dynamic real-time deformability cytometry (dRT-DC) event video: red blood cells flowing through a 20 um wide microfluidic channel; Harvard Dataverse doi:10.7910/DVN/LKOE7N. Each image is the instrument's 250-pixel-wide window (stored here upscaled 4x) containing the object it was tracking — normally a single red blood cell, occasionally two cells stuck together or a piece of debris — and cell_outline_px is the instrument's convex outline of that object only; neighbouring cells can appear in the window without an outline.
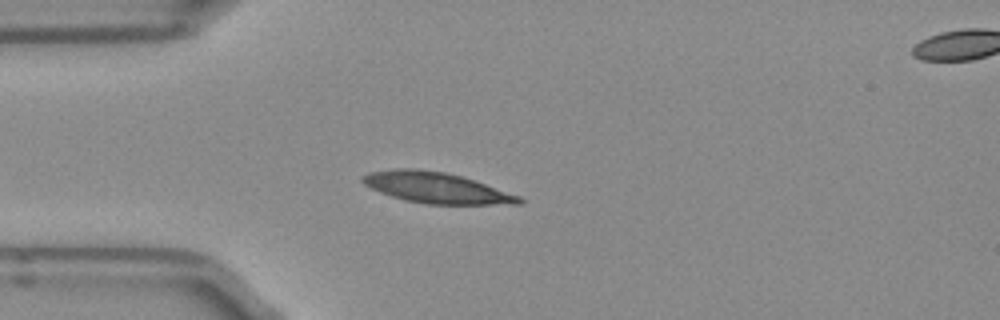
{"species": "Egyptian fruit bat (a non-hibernating species)", "species_latin": "Rousettus aegyptiacus", "temperature_condition": "room temperature", "stored_images_in_passage": 39, "camera_frame_rate_fps": 3000, "um_per_image_px": 0.085, "frame": {"image": 1, "passage_image": 1, "time_ms": 0.0, "image_size_px": [1000, 320], "cell_outline_px": [[524, 200], [520, 204], [428, 204], [404, 200], [380, 192], [364, 184], [360, 180], [368, 172], [396, 168], [416, 168], [444, 172], [460, 176], [520, 196]], "centroid_in_image_um": [37.05, 15.96], "position_along_channel_um": 48.0, "area_um2": 27.74}}
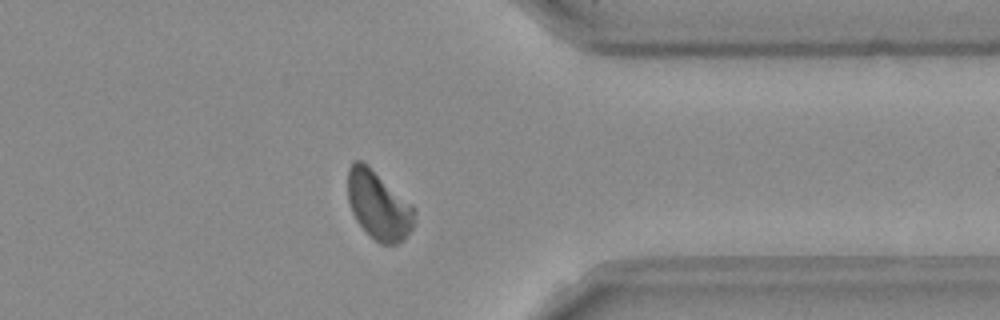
{"frame": {"image": 2, "passage_image": 28, "time_ms": 9.0, "image_size_px": [1000, 320], "cell_outline_px": [[416, 208], [412, 228], [404, 240], [396, 244], [380, 244], [356, 220], [352, 212], [348, 200], [348, 168], [352, 160], [360, 160], [412, 204]], "centroid_in_image_um": [32.18, 17.46], "position_along_channel_um": 379.2, "area_um2": 26.13}}
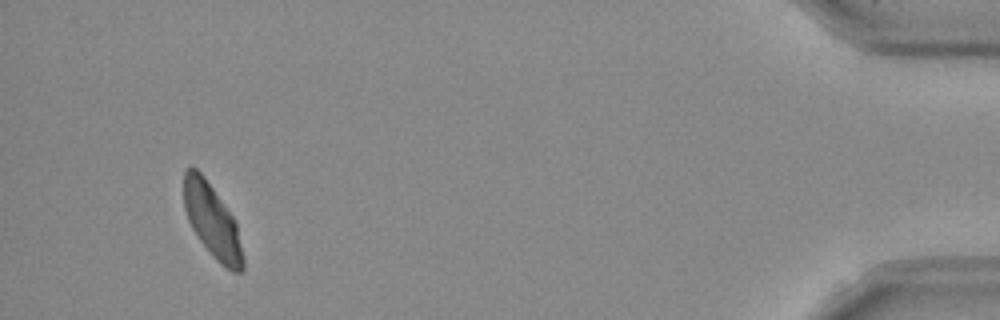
{"frame": {"image": 3, "passage_image": 36, "time_ms": 11.667, "image_size_px": [1000, 320], "cell_outline_px": [[244, 272], [232, 272], [224, 268], [212, 256], [200, 240], [192, 228], [188, 220], [184, 208], [184, 172], [188, 168], [196, 168], [204, 176], [232, 216], [236, 224], [244, 256]], "centroid_in_image_um": [18.05, 18.84], "position_along_channel_um": 417.2, "area_um2": 25.14}, "authors_computed_cell_mechanics": {"area_um2": 26.9348, "velocity_mm_per_s": 3.9178, "shape_relaxation_time_tau1_ms": 3.0153, "shape_relaxation_time_tau2_ms": 0.8122, "deformation_change_tau1": 0.1434, "deformation_change_tau2": 0.0632}}